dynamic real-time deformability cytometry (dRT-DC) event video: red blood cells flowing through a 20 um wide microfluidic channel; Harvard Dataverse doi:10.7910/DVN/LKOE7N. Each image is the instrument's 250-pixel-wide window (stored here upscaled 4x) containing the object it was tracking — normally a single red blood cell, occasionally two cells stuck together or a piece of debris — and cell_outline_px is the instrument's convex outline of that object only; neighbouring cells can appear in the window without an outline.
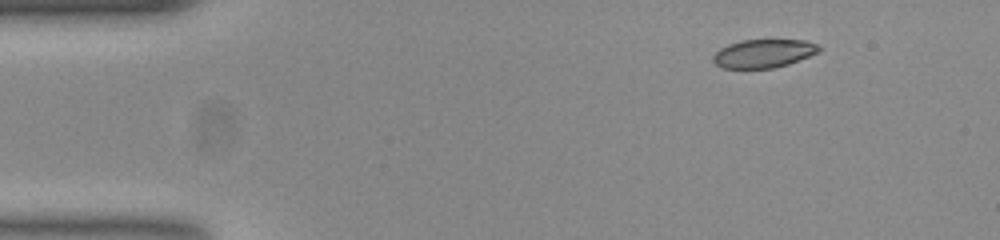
{"species": "common noctule bat (a hibernating species)", "species_latin": "Nyctalus noctula", "temperature_condition": "room temperature", "stored_images_in_passage": 48, "camera_frame_rate_fps": 3000, "um_per_image_px": 0.085, "animal": {"sex": "female", "body_mass_g": 23.0, "forearm_length_mm": 53.4}, "frame": {"image": 1, "passage_image": 1, "time_ms": 0.0, "image_size_px": [1000, 240], "cell_outline_px": [[820, 48], [816, 52], [808, 56], [788, 64], [772, 68], [724, 68], [716, 64], [712, 60], [712, 56], [720, 48], [728, 44], [740, 40], [804, 40], [816, 44]], "centroid_in_image_um": [64.84, 4.54], "position_along_channel_um": 20.2, "area_um2": 17.28}}
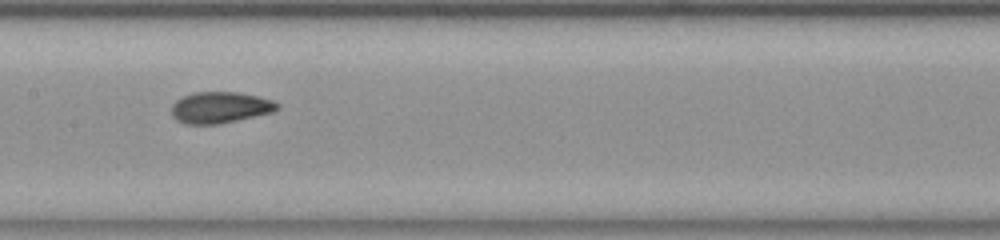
{"frame": {"image": 2, "passage_image": 21, "time_ms": 6.667, "image_size_px": [1000, 240], "cell_outline_px": [[280, 108], [272, 112], [220, 124], [184, 124], [176, 120], [172, 116], [172, 104], [176, 100], [192, 92], [236, 92], [256, 96], [272, 100], [280, 104]], "centroid_in_image_um": [18.69, 9.14], "position_along_channel_um": 188.7, "area_um2": 19.31}}
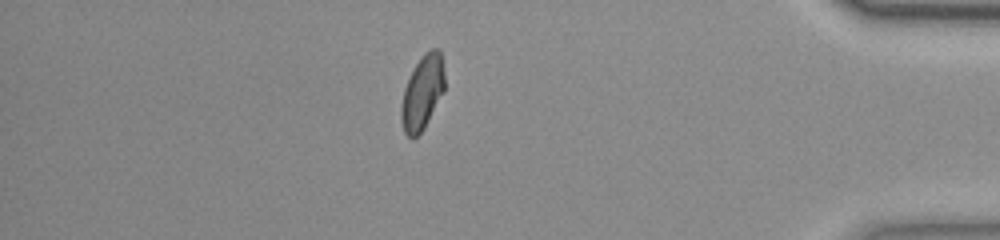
{"frame": {"image": 3, "passage_image": 41, "time_ms": 13.333, "image_size_px": [1000, 240], "cell_outline_px": [[444, 92], [424, 128], [412, 140], [404, 132], [400, 120], [400, 104], [404, 88], [416, 64], [424, 52], [432, 48], [440, 48], [444, 72]], "centroid_in_image_um": [35.89, 7.87], "position_along_channel_um": 399.3, "area_um2": 18.9}, "authors_computed_cell_mechanics": {"area_um2": 19.0162, "velocity_mm_per_s": 3.7779, "shape_relaxation_time_tau1_ms": 11.1396, "shape_relaxation_time_tau2_ms": 0.892, "deformation_change_tau1": 0.227, "deformation_change_tau2": 0.0502}}